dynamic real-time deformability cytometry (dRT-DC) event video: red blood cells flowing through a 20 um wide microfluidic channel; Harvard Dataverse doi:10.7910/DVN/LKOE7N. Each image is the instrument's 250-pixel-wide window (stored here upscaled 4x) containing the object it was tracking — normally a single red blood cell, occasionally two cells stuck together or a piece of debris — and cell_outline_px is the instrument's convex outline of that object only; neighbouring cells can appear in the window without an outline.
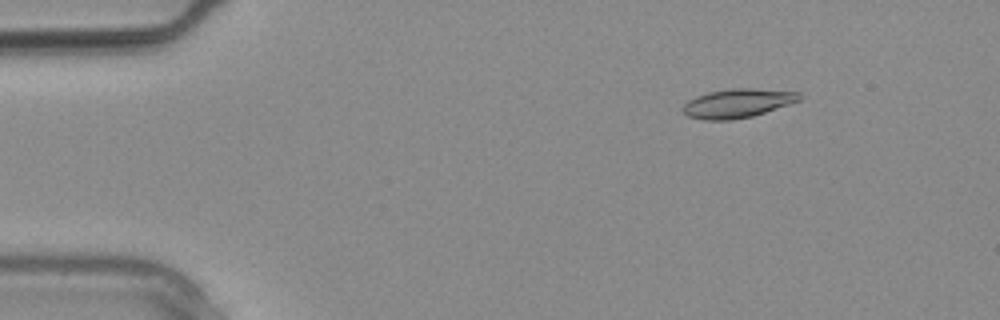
{"species": "common noctule bat (a hibernating species)", "species_latin": "Nyctalus noctula", "temperature_condition": "warm", "stored_images_in_passage": 13, "camera_frame_rate_fps": 3000, "um_per_image_px": 0.085, "animal": {"sex": "male", "body_mass_g": 20.4}, "frame": {"image": 1, "passage_image": 3, "time_ms": 0.667, "image_size_px": [1000, 320], "cell_outline_px": [[800, 100], [752, 116], [732, 120], [704, 120], [688, 116], [680, 108], [688, 100], [696, 96], [708, 92], [732, 88], [752, 88], [800, 92]], "centroid_in_image_um": [62.64, 8.77], "position_along_channel_um": 22.4, "area_um2": 19.54}}
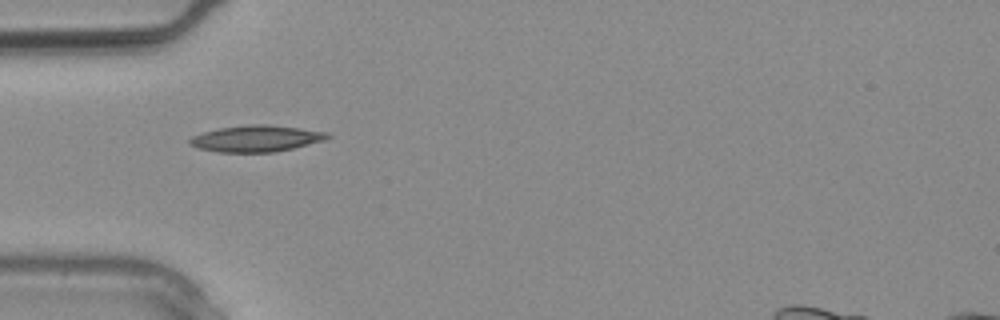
{"frame": {"image": 2, "passage_image": 8, "time_ms": 2.333, "image_size_px": [1000, 320], "cell_outline_px": [[332, 136], [324, 140], [276, 152], [220, 152], [196, 148], [188, 144], [188, 140], [192, 136], [204, 132], [220, 128], [252, 124], [268, 124], [300, 128], [328, 132]], "centroid_in_image_um": [21.77, 11.77], "position_along_channel_um": 63.2, "area_um2": 21.15}}